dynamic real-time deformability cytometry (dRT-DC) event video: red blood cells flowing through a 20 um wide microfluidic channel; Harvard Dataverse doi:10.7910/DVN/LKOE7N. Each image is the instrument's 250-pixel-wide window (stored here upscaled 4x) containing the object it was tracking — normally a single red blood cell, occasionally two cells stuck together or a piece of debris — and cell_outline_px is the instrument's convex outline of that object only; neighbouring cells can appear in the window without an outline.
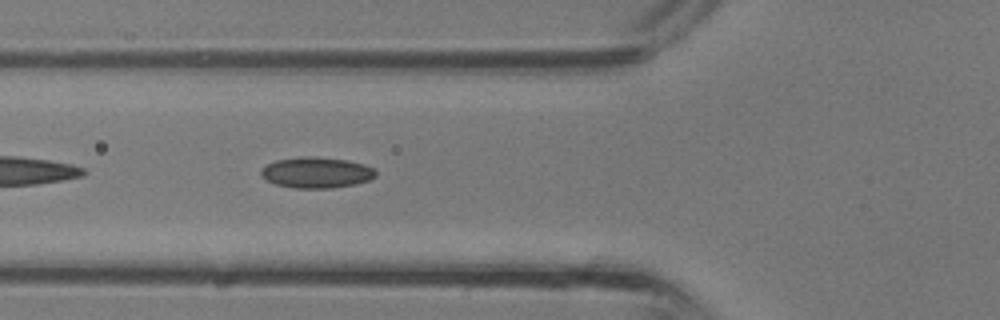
{"species": "common noctule bat (a hibernating species)", "species_latin": "Nyctalus noctula", "temperature_condition": "room temperature", "stored_images_in_passage": 35, "camera_frame_rate_fps": 3000, "um_per_image_px": 0.085, "animal": {"sex": "male", "body_mass_g": 13.3}, "frame": {"image": 1, "passage_image": 12, "time_ms": 3.667, "image_size_px": [1000, 320], "cell_outline_px": [[376, 176], [368, 180], [356, 184], [332, 188], [296, 188], [276, 184], [260, 176], [260, 168], [276, 160], [308, 156], [316, 156], [348, 160], [364, 164], [376, 168]], "centroid_in_image_um": [26.92, 14.66], "position_along_channel_um": 98.9, "area_um2": 20.75}}
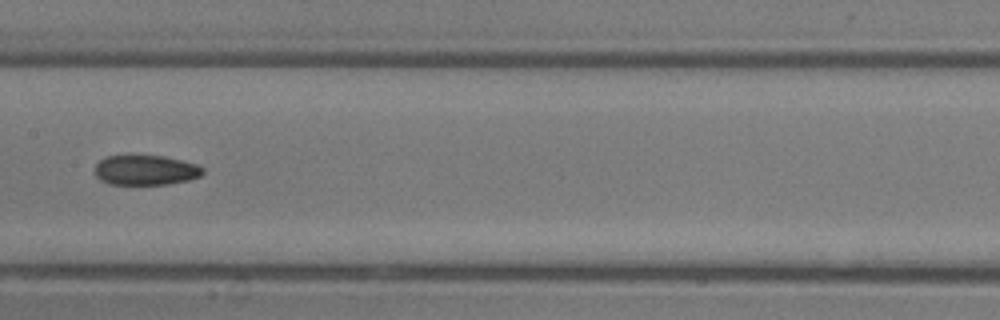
{"frame": {"image": 2, "passage_image": 17, "time_ms": 5.333, "image_size_px": [1000, 320], "cell_outline_px": [[204, 172], [200, 176], [188, 180], [168, 184], [108, 184], [100, 180], [96, 176], [96, 164], [100, 160], [108, 156], [164, 156], [200, 164], [204, 168]], "centroid_in_image_um": [12.42, 14.46], "position_along_channel_um": 195.0, "area_um2": 18.84}}
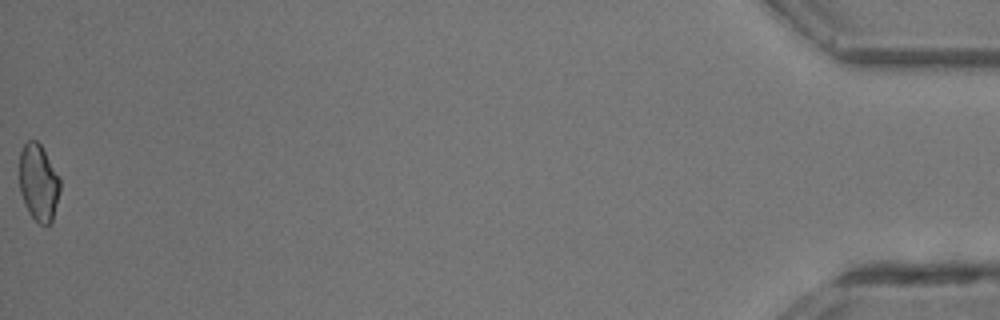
{"frame": {"image": 3, "passage_image": 35, "time_ms": 11.333, "image_size_px": [1000, 320], "cell_outline_px": [[60, 192], [52, 220], [48, 224], [40, 224], [28, 212], [24, 204], [20, 192], [20, 152], [24, 144], [28, 140], [36, 140], [40, 144], [60, 176]], "centroid_in_image_um": [3.28, 15.51], "position_along_channel_um": 431.9, "area_um2": 18.21}}